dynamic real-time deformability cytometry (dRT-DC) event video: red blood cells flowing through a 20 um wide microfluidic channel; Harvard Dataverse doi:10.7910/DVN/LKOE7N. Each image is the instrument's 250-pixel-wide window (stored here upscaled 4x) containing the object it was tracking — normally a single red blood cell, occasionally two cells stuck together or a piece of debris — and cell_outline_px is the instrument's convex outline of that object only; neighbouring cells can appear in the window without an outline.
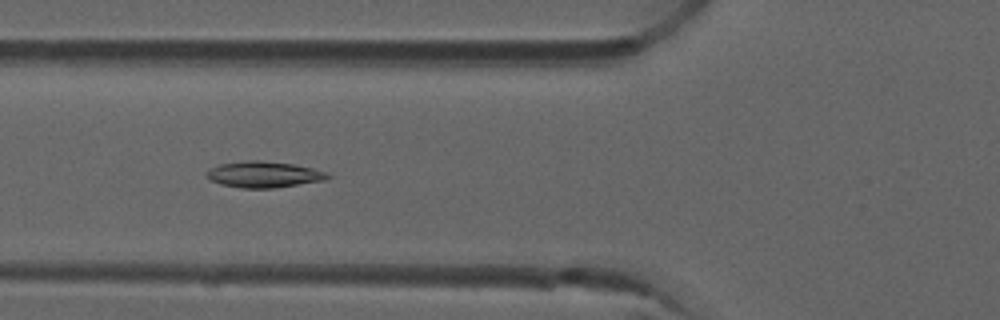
{"species": "common noctule bat (a hibernating species)", "species_latin": "Nyctalus noctula", "temperature_condition": "room temperature", "stored_images_in_passage": 7, "camera_frame_rate_fps": 3000, "um_per_image_px": 0.085, "animal": {"sex": "male", "forearm_length_mm": 52.5}, "frame": {"image": 1, "passage_image": 4, "time_ms": 1.0, "image_size_px": [1000, 320], "cell_outline_px": [[332, 176], [324, 180], [276, 188], [240, 188], [220, 184], [208, 180], [204, 176], [204, 172], [220, 164], [248, 160], [260, 160], [292, 164], [312, 168], [328, 172]], "centroid_in_image_um": [22.39, 14.83], "position_along_channel_um": 103.4, "area_um2": 18.61}}
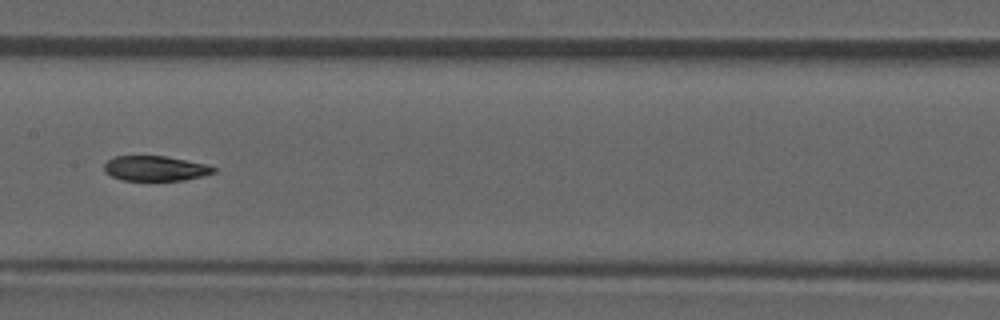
{"frame": {"image": 2, "passage_image": 6, "time_ms": 1.667, "image_size_px": [1000, 320], "cell_outline_px": [[216, 172], [184, 180], [120, 180], [104, 172], [104, 164], [108, 160], [116, 156], [164, 156], [208, 164], [216, 168]], "centroid_in_image_um": [13.19, 14.31], "position_along_channel_um": 194.2, "area_um2": 15.9}}
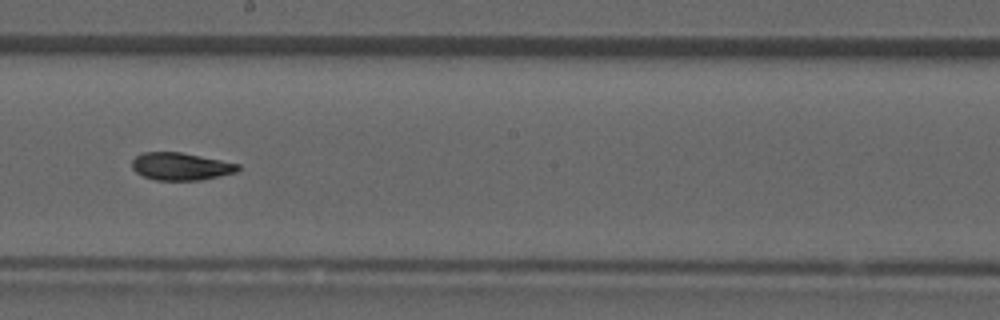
{"frame": {"image": 3, "passage_image": 7, "time_ms": 2.0, "image_size_px": [1000, 320], "cell_outline_px": [[240, 168], [236, 172], [220, 176], [200, 180], [156, 180], [144, 176], [136, 172], [132, 168], [132, 160], [136, 156], [144, 152], [180, 152], [240, 164]], "centroid_in_image_um": [15.36, 14.15], "position_along_channel_um": 232.8, "area_um2": 16.88}}